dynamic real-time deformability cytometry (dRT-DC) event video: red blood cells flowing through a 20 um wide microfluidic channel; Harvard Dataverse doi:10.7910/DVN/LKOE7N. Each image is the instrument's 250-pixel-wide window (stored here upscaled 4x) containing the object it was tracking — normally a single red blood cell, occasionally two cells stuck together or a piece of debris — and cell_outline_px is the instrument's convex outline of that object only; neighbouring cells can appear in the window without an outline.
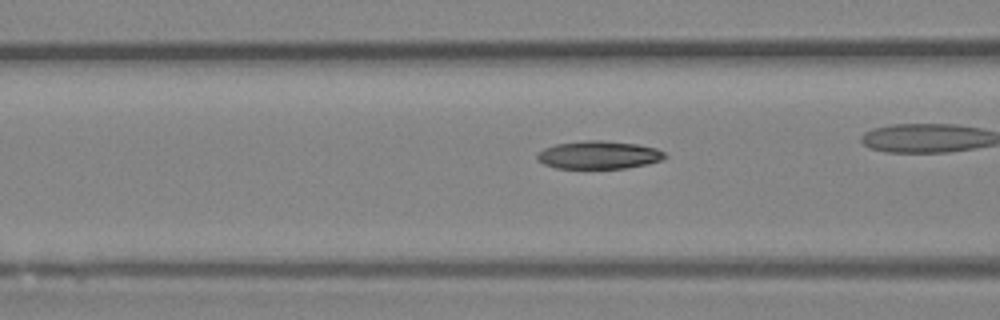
{"species": "Egyptian fruit bat (a non-hibernating species)", "species_latin": "Rousettus aegyptiacus", "temperature_condition": "room temperature", "stored_images_in_passage": 36, "camera_frame_rate_fps": 3000, "um_per_image_px": 0.085, "animal": {"sex": "female"}, "frame": {"image": 1, "passage_image": 16, "time_ms": 5.0, "image_size_px": [1000, 320], "cell_outline_px": [[668, 156], [660, 160], [648, 164], [624, 168], [556, 168], [544, 164], [536, 160], [536, 152], [544, 148], [556, 144], [584, 140], [600, 140], [636, 144], [656, 148], [664, 152]], "centroid_in_image_um": [50.85, 13.17], "position_along_channel_um": 115.7, "area_um2": 20.87}}
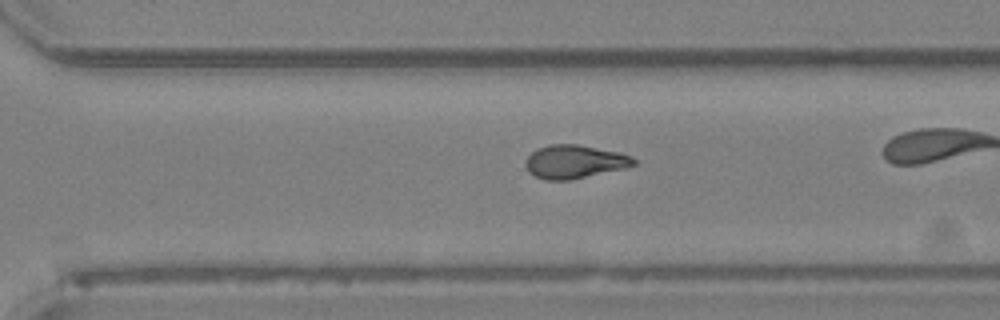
{"frame": {"image": 2, "passage_image": 31, "time_ms": 10.0, "image_size_px": [1000, 320], "cell_outline_px": [[636, 164], [624, 168], [572, 180], [548, 180], [536, 176], [528, 172], [524, 164], [524, 160], [536, 148], [548, 144], [576, 144], [620, 152], [632, 156], [636, 160]], "centroid_in_image_um": [48.81, 13.74], "position_along_channel_um": 321.8, "area_um2": 21.21}}